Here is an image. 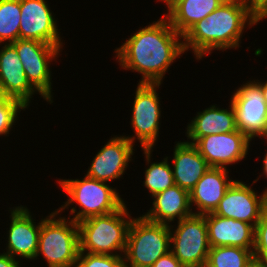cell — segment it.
I'll return each instance as SVG.
<instances>
[{
    "label": "cell",
    "instance_id": "obj_1",
    "mask_svg": "<svg viewBox=\"0 0 267 267\" xmlns=\"http://www.w3.org/2000/svg\"><path fill=\"white\" fill-rule=\"evenodd\" d=\"M179 38L182 36L164 15L139 29L114 52L123 69L142 74L139 83L161 84L171 64L184 53L183 41Z\"/></svg>",
    "mask_w": 267,
    "mask_h": 267
},
{
    "label": "cell",
    "instance_id": "obj_2",
    "mask_svg": "<svg viewBox=\"0 0 267 267\" xmlns=\"http://www.w3.org/2000/svg\"><path fill=\"white\" fill-rule=\"evenodd\" d=\"M260 20L262 18L242 1L226 0L182 36L184 52L190 48L200 60L214 49L239 48L246 23L251 27Z\"/></svg>",
    "mask_w": 267,
    "mask_h": 267
},
{
    "label": "cell",
    "instance_id": "obj_3",
    "mask_svg": "<svg viewBox=\"0 0 267 267\" xmlns=\"http://www.w3.org/2000/svg\"><path fill=\"white\" fill-rule=\"evenodd\" d=\"M126 208L124 204L110 214L94 216L78 222L80 252L123 256L121 253L125 252L128 230L132 221ZM117 250L121 252L120 255Z\"/></svg>",
    "mask_w": 267,
    "mask_h": 267
},
{
    "label": "cell",
    "instance_id": "obj_4",
    "mask_svg": "<svg viewBox=\"0 0 267 267\" xmlns=\"http://www.w3.org/2000/svg\"><path fill=\"white\" fill-rule=\"evenodd\" d=\"M52 212L41 219L38 249L35 259L41 254L48 267H75L79 252V227L74 220L56 219Z\"/></svg>",
    "mask_w": 267,
    "mask_h": 267
},
{
    "label": "cell",
    "instance_id": "obj_5",
    "mask_svg": "<svg viewBox=\"0 0 267 267\" xmlns=\"http://www.w3.org/2000/svg\"><path fill=\"white\" fill-rule=\"evenodd\" d=\"M58 183L70 198L56 211L59 213L76 202L81 210L79 209L72 220L77 223L94 216L110 214L125 204L115 188L86 175L82 180L60 179Z\"/></svg>",
    "mask_w": 267,
    "mask_h": 267
},
{
    "label": "cell",
    "instance_id": "obj_6",
    "mask_svg": "<svg viewBox=\"0 0 267 267\" xmlns=\"http://www.w3.org/2000/svg\"><path fill=\"white\" fill-rule=\"evenodd\" d=\"M171 226L151 222L143 216L132 218L123 254L125 267H151L168 253Z\"/></svg>",
    "mask_w": 267,
    "mask_h": 267
},
{
    "label": "cell",
    "instance_id": "obj_7",
    "mask_svg": "<svg viewBox=\"0 0 267 267\" xmlns=\"http://www.w3.org/2000/svg\"><path fill=\"white\" fill-rule=\"evenodd\" d=\"M177 223L170 228V251L184 267H205L210 250L205 216L193 214Z\"/></svg>",
    "mask_w": 267,
    "mask_h": 267
},
{
    "label": "cell",
    "instance_id": "obj_8",
    "mask_svg": "<svg viewBox=\"0 0 267 267\" xmlns=\"http://www.w3.org/2000/svg\"><path fill=\"white\" fill-rule=\"evenodd\" d=\"M22 62L25 75L30 84L47 102L51 100V71L49 63L58 57L61 49L55 45L37 40L18 39L11 43Z\"/></svg>",
    "mask_w": 267,
    "mask_h": 267
},
{
    "label": "cell",
    "instance_id": "obj_9",
    "mask_svg": "<svg viewBox=\"0 0 267 267\" xmlns=\"http://www.w3.org/2000/svg\"><path fill=\"white\" fill-rule=\"evenodd\" d=\"M160 85L138 83L132 108L131 125L148 163H151L152 149L159 136L161 110L156 90Z\"/></svg>",
    "mask_w": 267,
    "mask_h": 267
},
{
    "label": "cell",
    "instance_id": "obj_10",
    "mask_svg": "<svg viewBox=\"0 0 267 267\" xmlns=\"http://www.w3.org/2000/svg\"><path fill=\"white\" fill-rule=\"evenodd\" d=\"M236 126L250 140L267 139V104L261 86L254 80L241 85L232 95Z\"/></svg>",
    "mask_w": 267,
    "mask_h": 267
},
{
    "label": "cell",
    "instance_id": "obj_11",
    "mask_svg": "<svg viewBox=\"0 0 267 267\" xmlns=\"http://www.w3.org/2000/svg\"><path fill=\"white\" fill-rule=\"evenodd\" d=\"M258 196L251 186L235 180L227 189L213 213L218 216L244 221L255 227L263 212L267 209V189Z\"/></svg>",
    "mask_w": 267,
    "mask_h": 267
},
{
    "label": "cell",
    "instance_id": "obj_12",
    "mask_svg": "<svg viewBox=\"0 0 267 267\" xmlns=\"http://www.w3.org/2000/svg\"><path fill=\"white\" fill-rule=\"evenodd\" d=\"M250 139L238 129L199 138L193 145L210 167L225 168L246 158Z\"/></svg>",
    "mask_w": 267,
    "mask_h": 267
},
{
    "label": "cell",
    "instance_id": "obj_13",
    "mask_svg": "<svg viewBox=\"0 0 267 267\" xmlns=\"http://www.w3.org/2000/svg\"><path fill=\"white\" fill-rule=\"evenodd\" d=\"M135 136H116L96 154L86 176L108 182L120 178L131 161Z\"/></svg>",
    "mask_w": 267,
    "mask_h": 267
},
{
    "label": "cell",
    "instance_id": "obj_14",
    "mask_svg": "<svg viewBox=\"0 0 267 267\" xmlns=\"http://www.w3.org/2000/svg\"><path fill=\"white\" fill-rule=\"evenodd\" d=\"M20 39L37 40L62 48L56 20L45 0H20Z\"/></svg>",
    "mask_w": 267,
    "mask_h": 267
},
{
    "label": "cell",
    "instance_id": "obj_15",
    "mask_svg": "<svg viewBox=\"0 0 267 267\" xmlns=\"http://www.w3.org/2000/svg\"><path fill=\"white\" fill-rule=\"evenodd\" d=\"M11 224L8 230L7 253L15 259L16 256L26 260H35L38 249L41 222L35 224L29 209L21 206L11 210Z\"/></svg>",
    "mask_w": 267,
    "mask_h": 267
},
{
    "label": "cell",
    "instance_id": "obj_16",
    "mask_svg": "<svg viewBox=\"0 0 267 267\" xmlns=\"http://www.w3.org/2000/svg\"><path fill=\"white\" fill-rule=\"evenodd\" d=\"M0 92L1 95L21 101L26 107L31 96L38 92L28 81L15 47L5 43L0 50Z\"/></svg>",
    "mask_w": 267,
    "mask_h": 267
},
{
    "label": "cell",
    "instance_id": "obj_17",
    "mask_svg": "<svg viewBox=\"0 0 267 267\" xmlns=\"http://www.w3.org/2000/svg\"><path fill=\"white\" fill-rule=\"evenodd\" d=\"M210 247L238 246L253 249L255 227L247 222L205 214Z\"/></svg>",
    "mask_w": 267,
    "mask_h": 267
},
{
    "label": "cell",
    "instance_id": "obj_18",
    "mask_svg": "<svg viewBox=\"0 0 267 267\" xmlns=\"http://www.w3.org/2000/svg\"><path fill=\"white\" fill-rule=\"evenodd\" d=\"M234 180L229 179L225 168L209 167L196 185L189 191L191 208L197 206V215L213 213L219 201Z\"/></svg>",
    "mask_w": 267,
    "mask_h": 267
},
{
    "label": "cell",
    "instance_id": "obj_19",
    "mask_svg": "<svg viewBox=\"0 0 267 267\" xmlns=\"http://www.w3.org/2000/svg\"><path fill=\"white\" fill-rule=\"evenodd\" d=\"M153 198V208L142 215L151 222L169 225L176 217L180 221L194 214L189 191L176 184L154 195Z\"/></svg>",
    "mask_w": 267,
    "mask_h": 267
},
{
    "label": "cell",
    "instance_id": "obj_20",
    "mask_svg": "<svg viewBox=\"0 0 267 267\" xmlns=\"http://www.w3.org/2000/svg\"><path fill=\"white\" fill-rule=\"evenodd\" d=\"M173 155L175 184L190 191L210 166L198 149L188 142H178Z\"/></svg>",
    "mask_w": 267,
    "mask_h": 267
},
{
    "label": "cell",
    "instance_id": "obj_21",
    "mask_svg": "<svg viewBox=\"0 0 267 267\" xmlns=\"http://www.w3.org/2000/svg\"><path fill=\"white\" fill-rule=\"evenodd\" d=\"M167 4L166 18L183 36L194 24L206 18L226 0H161Z\"/></svg>",
    "mask_w": 267,
    "mask_h": 267
},
{
    "label": "cell",
    "instance_id": "obj_22",
    "mask_svg": "<svg viewBox=\"0 0 267 267\" xmlns=\"http://www.w3.org/2000/svg\"><path fill=\"white\" fill-rule=\"evenodd\" d=\"M229 103V110L213 105L198 112L187 126V137L192 140L187 142L194 144L203 136L236 131L235 111L232 103Z\"/></svg>",
    "mask_w": 267,
    "mask_h": 267
},
{
    "label": "cell",
    "instance_id": "obj_23",
    "mask_svg": "<svg viewBox=\"0 0 267 267\" xmlns=\"http://www.w3.org/2000/svg\"><path fill=\"white\" fill-rule=\"evenodd\" d=\"M253 249L238 246L210 247L205 267H245Z\"/></svg>",
    "mask_w": 267,
    "mask_h": 267
},
{
    "label": "cell",
    "instance_id": "obj_24",
    "mask_svg": "<svg viewBox=\"0 0 267 267\" xmlns=\"http://www.w3.org/2000/svg\"><path fill=\"white\" fill-rule=\"evenodd\" d=\"M20 0H0V43L20 39Z\"/></svg>",
    "mask_w": 267,
    "mask_h": 267
},
{
    "label": "cell",
    "instance_id": "obj_25",
    "mask_svg": "<svg viewBox=\"0 0 267 267\" xmlns=\"http://www.w3.org/2000/svg\"><path fill=\"white\" fill-rule=\"evenodd\" d=\"M173 185L175 181L168 157L159 163H151L145 170L144 186L150 191L152 197Z\"/></svg>",
    "mask_w": 267,
    "mask_h": 267
},
{
    "label": "cell",
    "instance_id": "obj_26",
    "mask_svg": "<svg viewBox=\"0 0 267 267\" xmlns=\"http://www.w3.org/2000/svg\"><path fill=\"white\" fill-rule=\"evenodd\" d=\"M27 107L19 100L0 96V135L9 134L11 127L16 122L17 113Z\"/></svg>",
    "mask_w": 267,
    "mask_h": 267
},
{
    "label": "cell",
    "instance_id": "obj_27",
    "mask_svg": "<svg viewBox=\"0 0 267 267\" xmlns=\"http://www.w3.org/2000/svg\"><path fill=\"white\" fill-rule=\"evenodd\" d=\"M75 267H125L124 256L79 252Z\"/></svg>",
    "mask_w": 267,
    "mask_h": 267
},
{
    "label": "cell",
    "instance_id": "obj_28",
    "mask_svg": "<svg viewBox=\"0 0 267 267\" xmlns=\"http://www.w3.org/2000/svg\"><path fill=\"white\" fill-rule=\"evenodd\" d=\"M253 250H267V209L255 226Z\"/></svg>",
    "mask_w": 267,
    "mask_h": 267
},
{
    "label": "cell",
    "instance_id": "obj_29",
    "mask_svg": "<svg viewBox=\"0 0 267 267\" xmlns=\"http://www.w3.org/2000/svg\"><path fill=\"white\" fill-rule=\"evenodd\" d=\"M151 267H184L171 251L161 256Z\"/></svg>",
    "mask_w": 267,
    "mask_h": 267
},
{
    "label": "cell",
    "instance_id": "obj_30",
    "mask_svg": "<svg viewBox=\"0 0 267 267\" xmlns=\"http://www.w3.org/2000/svg\"><path fill=\"white\" fill-rule=\"evenodd\" d=\"M250 6L262 19L267 17V0H240Z\"/></svg>",
    "mask_w": 267,
    "mask_h": 267
},
{
    "label": "cell",
    "instance_id": "obj_31",
    "mask_svg": "<svg viewBox=\"0 0 267 267\" xmlns=\"http://www.w3.org/2000/svg\"><path fill=\"white\" fill-rule=\"evenodd\" d=\"M19 261L7 253L0 254V267H21Z\"/></svg>",
    "mask_w": 267,
    "mask_h": 267
},
{
    "label": "cell",
    "instance_id": "obj_32",
    "mask_svg": "<svg viewBox=\"0 0 267 267\" xmlns=\"http://www.w3.org/2000/svg\"><path fill=\"white\" fill-rule=\"evenodd\" d=\"M253 256L267 267V250H253Z\"/></svg>",
    "mask_w": 267,
    "mask_h": 267
},
{
    "label": "cell",
    "instance_id": "obj_33",
    "mask_svg": "<svg viewBox=\"0 0 267 267\" xmlns=\"http://www.w3.org/2000/svg\"><path fill=\"white\" fill-rule=\"evenodd\" d=\"M245 267H265L255 256L246 263Z\"/></svg>",
    "mask_w": 267,
    "mask_h": 267
},
{
    "label": "cell",
    "instance_id": "obj_34",
    "mask_svg": "<svg viewBox=\"0 0 267 267\" xmlns=\"http://www.w3.org/2000/svg\"><path fill=\"white\" fill-rule=\"evenodd\" d=\"M257 83L261 86V91L265 100V103L267 104V81H265L264 83H260V81Z\"/></svg>",
    "mask_w": 267,
    "mask_h": 267
},
{
    "label": "cell",
    "instance_id": "obj_35",
    "mask_svg": "<svg viewBox=\"0 0 267 267\" xmlns=\"http://www.w3.org/2000/svg\"><path fill=\"white\" fill-rule=\"evenodd\" d=\"M263 174L267 178V152L265 154V157L263 158Z\"/></svg>",
    "mask_w": 267,
    "mask_h": 267
}]
</instances>
